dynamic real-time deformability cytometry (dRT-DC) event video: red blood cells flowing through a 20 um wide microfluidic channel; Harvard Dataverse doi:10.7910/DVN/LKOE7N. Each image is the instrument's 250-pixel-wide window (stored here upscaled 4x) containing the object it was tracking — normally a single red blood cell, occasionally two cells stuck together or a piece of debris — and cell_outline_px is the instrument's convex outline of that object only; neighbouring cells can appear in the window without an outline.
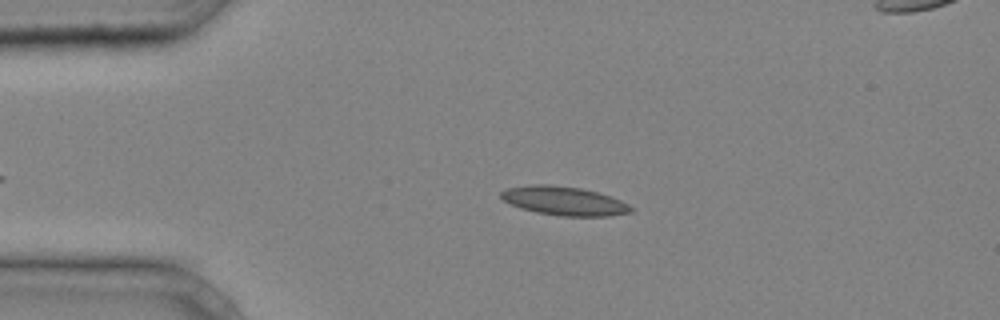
{"species": "common noctule bat (a hibernating species)", "species_latin": "Nyctalus noctula", "temperature_condition": "cold", "stored_images_in_passage": 34, "camera_frame_rate_fps": 3000, "um_per_image_px": 0.085, "animal": {"sex": "male", "body_mass_g": 20.4}, "frame": {"image": 1, "passage_image": 6, "time_ms": 1.667, "image_size_px": [1000, 320], "cell_outline_px": [[636, 208], [632, 212], [608, 216], [560, 216], [536, 212], [520, 208], [504, 200], [500, 196], [500, 192], [508, 188], [532, 184], [552, 184], [580, 188], [596, 192], [620, 200]], "centroid_in_image_um": [47.96, 17.08], "position_along_channel_um": 37.0, "area_um2": 21.79}}
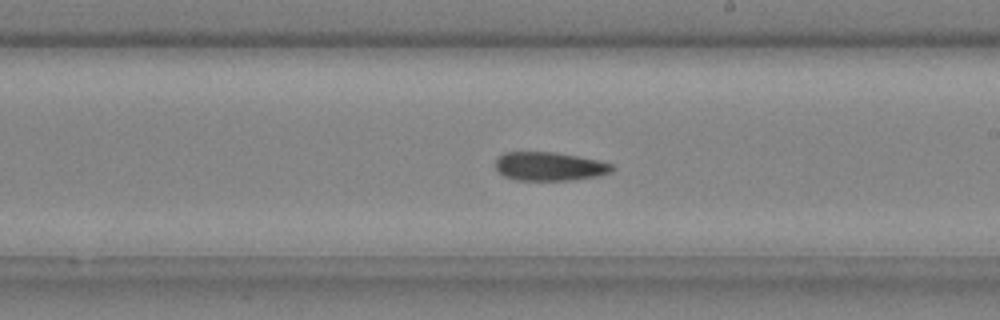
{"frame": {"image": 2, "passage_image": 21, "time_ms": 6.667, "image_size_px": [1000, 320], "cell_outline_px": [[616, 168], [612, 172], [596, 176], [568, 180], [516, 180], [504, 176], [496, 168], [496, 156], [504, 152], [552, 152], [576, 156], [596, 160], [612, 164]], "centroid_in_image_um": [46.68, 14.14], "position_along_channel_um": 242.3, "area_um2": 19.36}}
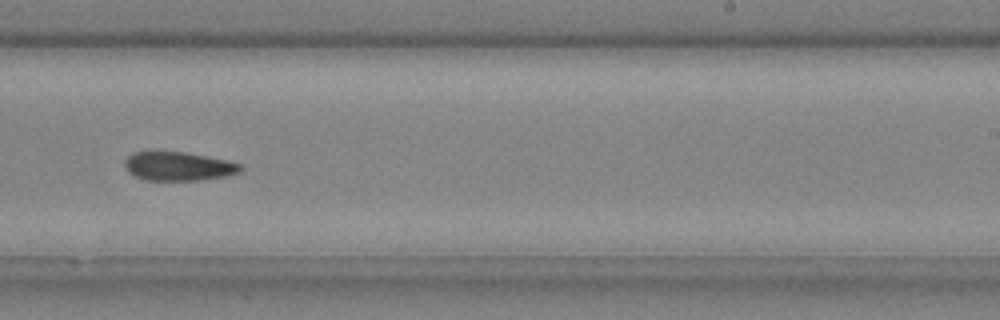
{"frame": {"image": 3, "passage_image": 23, "time_ms": 7.333, "image_size_px": [1000, 320], "cell_outline_px": [[244, 168], [240, 172], [224, 176], [200, 180], [144, 180], [128, 172], [124, 164], [124, 160], [132, 152], [152, 148], [184, 152], [208, 156], [240, 164]], "centroid_in_image_um": [15.07, 14.08], "position_along_channel_um": 273.9, "area_um2": 20.06}}